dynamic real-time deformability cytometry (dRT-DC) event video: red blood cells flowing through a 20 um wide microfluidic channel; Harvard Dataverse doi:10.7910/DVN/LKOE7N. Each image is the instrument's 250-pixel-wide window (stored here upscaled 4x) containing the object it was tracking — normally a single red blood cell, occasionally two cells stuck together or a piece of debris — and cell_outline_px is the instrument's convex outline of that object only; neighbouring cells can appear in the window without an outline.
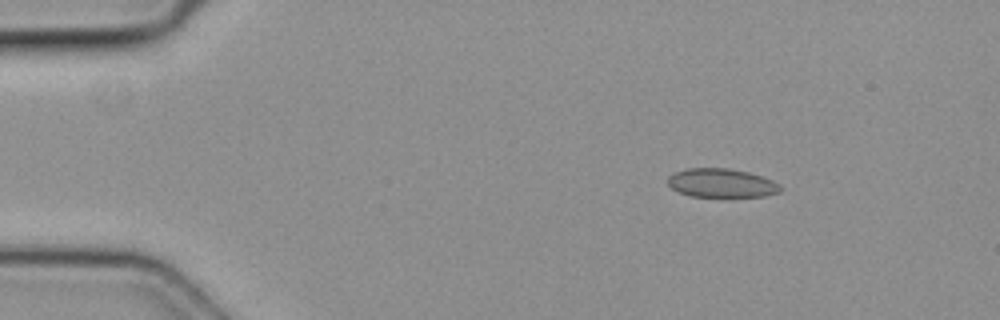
{"species": "common noctule bat (a hibernating species)", "species_latin": "Nyctalus noctula", "temperature_condition": "cold", "stored_images_in_passage": 4, "camera_frame_rate_fps": 3000, "um_per_image_px": 0.085, "animal": {"sex": "female", "body_mass_g": 19.3, "forearm_length_mm": 54.1}, "frame": {"image": 1, "passage_image": 2, "time_ms": 0.333, "image_size_px": [1000, 320], "cell_outline_px": [[784, 188], [780, 192], [764, 196], [728, 200], [692, 196], [680, 192], [672, 188], [668, 184], [668, 176], [676, 172], [688, 168], [728, 168], [748, 172], [772, 180], [780, 184]], "centroid_in_image_um": [61.39, 15.62], "position_along_channel_um": 23.6, "area_um2": 19.77}}